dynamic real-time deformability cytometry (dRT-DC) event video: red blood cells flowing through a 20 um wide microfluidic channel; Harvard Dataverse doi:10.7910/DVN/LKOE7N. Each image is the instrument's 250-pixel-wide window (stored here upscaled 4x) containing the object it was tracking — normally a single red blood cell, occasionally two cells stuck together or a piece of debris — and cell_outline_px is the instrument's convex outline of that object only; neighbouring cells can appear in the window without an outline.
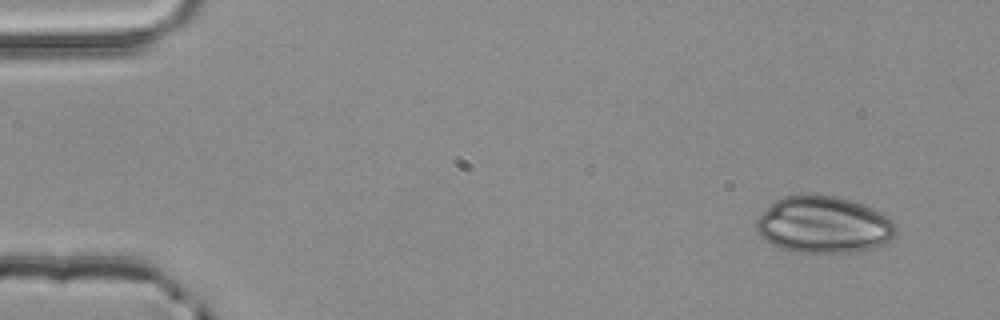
{"species": "common noctule bat (a hibernating species)", "species_latin": "Nyctalus noctula", "temperature_condition": "room temperature", "stored_images_in_passage": 3, "camera_frame_rate_fps": 3000, "um_per_image_px": 0.085, "animal": {"sex": "male", "body_mass_g": 20.4}, "frame": {"image": 1, "passage_image": 1, "time_ms": 0.0, "image_size_px": [1000, 320], "cell_outline_px": [[896, 236], [872, 248], [856, 252], [792, 252], [780, 248], [772, 244], [760, 236], [756, 232], [756, 220], [776, 200], [784, 196], [836, 196], [860, 204], [880, 212], [888, 216], [896, 224]], "centroid_in_image_um": [70.01, 19.13], "position_along_channel_um": 15.0, "area_um2": 45.6}}